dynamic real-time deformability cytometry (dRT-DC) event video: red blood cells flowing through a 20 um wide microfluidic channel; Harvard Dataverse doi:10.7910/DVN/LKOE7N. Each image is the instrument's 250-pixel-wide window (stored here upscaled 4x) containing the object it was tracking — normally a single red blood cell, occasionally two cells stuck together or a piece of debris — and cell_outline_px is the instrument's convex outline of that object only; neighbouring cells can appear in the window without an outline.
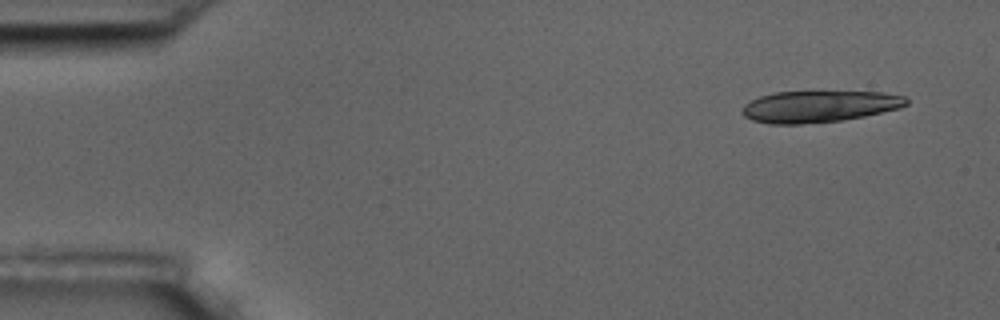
{"species": "common noctule bat (a hibernating species)", "species_latin": "Nyctalus noctula", "temperature_condition": "room temperature", "stored_images_in_passage": 6, "camera_frame_rate_fps": 3000, "um_per_image_px": 0.085, "animal": {"sex": "male", "body_mass_g": 17.5, "forearm_length_mm": 52.3}, "frame": {"image": 1, "passage_image": 1, "time_ms": 0.0, "image_size_px": [1000, 320], "cell_outline_px": [[908, 104], [900, 108], [864, 116], [840, 120], [800, 124], [768, 124], [752, 120], [744, 116], [740, 112], [744, 104], [748, 100], [760, 96], [776, 92], [884, 92], [904, 96], [908, 100]], "centroid_in_image_um": [69.59, 9.05], "position_along_channel_um": 15.4, "area_um2": 30.23}}
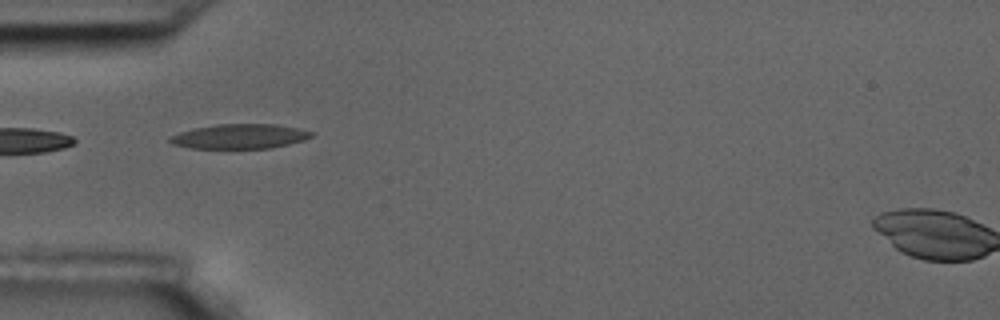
{"frame": {"image": 2, "passage_image": 5, "time_ms": 4.667, "image_size_px": [1000, 320], "cell_outline_px": [[316, 132], [312, 136], [304, 140], [272, 148], [192, 148], [172, 144], [168, 140], [172, 136], [180, 132], [196, 128], [216, 124], [276, 124]], "centroid_in_image_um": [20.41, 11.59], "position_along_channel_um": 64.6, "area_um2": 20.17}}